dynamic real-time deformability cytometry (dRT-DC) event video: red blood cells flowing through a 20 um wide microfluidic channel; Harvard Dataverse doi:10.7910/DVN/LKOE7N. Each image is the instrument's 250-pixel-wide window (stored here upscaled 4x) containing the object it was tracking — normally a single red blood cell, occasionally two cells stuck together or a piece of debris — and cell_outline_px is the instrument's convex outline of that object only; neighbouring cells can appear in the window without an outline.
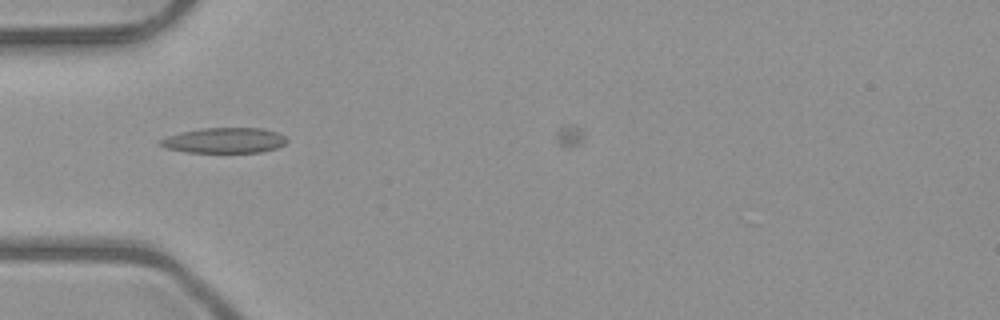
{"species": "common noctule bat (a hibernating species)", "species_latin": "Nyctalus noctula", "temperature_condition": "room temperature", "stored_images_in_passage": 33, "camera_frame_rate_fps": 3000, "um_per_image_px": 0.085, "animal": {"sex": "male", "body_mass_g": 23.1, "forearm_length_mm": 52.7}, "frame": {"image": 1, "passage_image": 2, "time_ms": 0.333, "image_size_px": [1000, 320], "cell_outline_px": [[288, 140], [284, 144], [276, 148], [260, 152], [184, 152], [168, 148], [160, 144], [160, 140], [168, 136], [180, 132], [200, 128], [264, 128], [276, 132], [284, 136]], "centroid_in_image_um": [19.09, 11.93], "position_along_channel_um": 65.9, "area_um2": 18.55}}
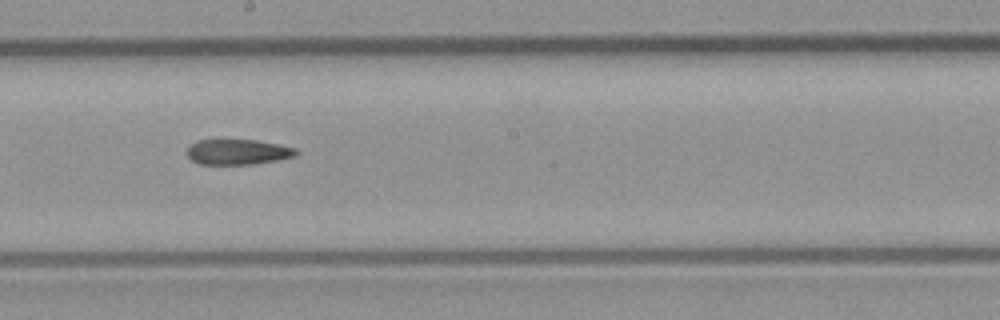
{"frame": {"image": 2, "passage_image": 14, "time_ms": 4.333, "image_size_px": [1000, 320], "cell_outline_px": [[296, 156], [256, 164], [200, 164], [192, 160], [184, 152], [196, 140], [256, 140], [296, 148]], "centroid_in_image_um": [20.18, 12.92], "position_along_channel_um": 228.0, "area_um2": 16.01}}
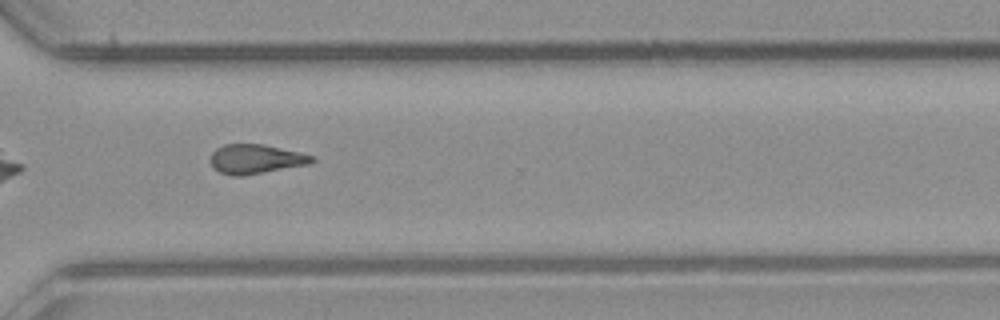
{"frame": {"image": 3, "passage_image": 23, "time_ms": 7.333, "image_size_px": [1000, 320], "cell_outline_px": [[316, 160], [308, 164], [240, 176], [232, 176], [220, 172], [212, 168], [208, 160], [212, 152], [216, 148], [224, 144], [264, 144], [300, 152], [312, 156]], "centroid_in_image_um": [21.67, 13.51], "position_along_channel_um": 348.9, "area_um2": 17.4}}